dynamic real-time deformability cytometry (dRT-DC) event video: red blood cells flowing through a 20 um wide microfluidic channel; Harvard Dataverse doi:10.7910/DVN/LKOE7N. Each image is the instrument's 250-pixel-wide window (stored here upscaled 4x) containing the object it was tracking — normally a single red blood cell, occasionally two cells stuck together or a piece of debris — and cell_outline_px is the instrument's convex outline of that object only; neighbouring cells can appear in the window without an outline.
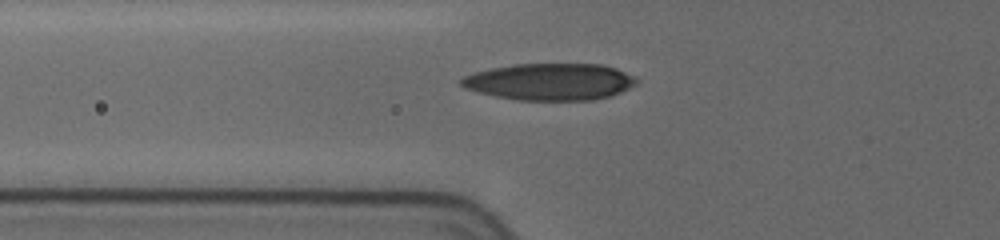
{"species": "human", "species_latin": "Homo sapiens", "temperature_condition": "cold", "stored_images_in_passage": 3, "camera_frame_rate_fps": 3000, "um_per_image_px": 0.085, "donor": {"sex": "female"}, "frame": {"image": 1, "passage_image": 3, "time_ms": 2.333, "image_size_px": [1000, 240], "cell_outline_px": [[636, 84], [620, 92], [608, 96], [592, 100], [516, 100], [476, 92], [464, 88], [460, 84], [460, 80], [464, 76], [472, 72], [512, 64], [600, 64], [616, 68], [632, 76], [636, 80]], "centroid_in_image_um": [46.68, 6.95], "position_along_channel_um": 79.1, "area_um2": 37.51}}